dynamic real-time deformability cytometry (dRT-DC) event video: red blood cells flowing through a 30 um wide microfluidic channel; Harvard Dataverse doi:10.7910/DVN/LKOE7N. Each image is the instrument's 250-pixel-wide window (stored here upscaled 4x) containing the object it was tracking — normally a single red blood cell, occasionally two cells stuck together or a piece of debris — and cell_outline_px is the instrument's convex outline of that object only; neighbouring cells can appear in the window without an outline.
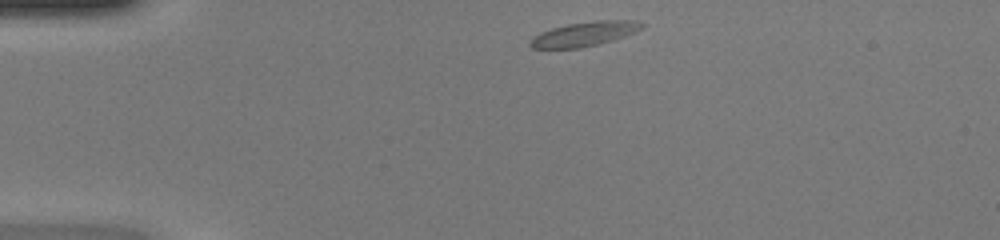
{"species": "common noctule bat (a hibernating species)", "species_latin": "Nyctalus noctula", "temperature_condition": "warm", "stored_images_in_passage": 39, "camera_frame_rate_fps": 3000, "um_per_image_px": 0.085, "animal": {"sex": "female", "body_mass_g": 20.0, "forearm_length_mm": 54.0}, "frame": {"image": 1, "passage_image": 1, "time_ms": 0.0, "image_size_px": [1000, 240], "cell_outline_px": [[644, 24], [636, 32], [612, 40], [580, 48], [532, 48], [528, 44], [532, 36], [540, 32], [552, 28], [568, 24], [596, 20], [632, 20]], "centroid_in_image_um": [49.62, 2.88], "position_along_channel_um": 35.4, "area_um2": 15.72}}
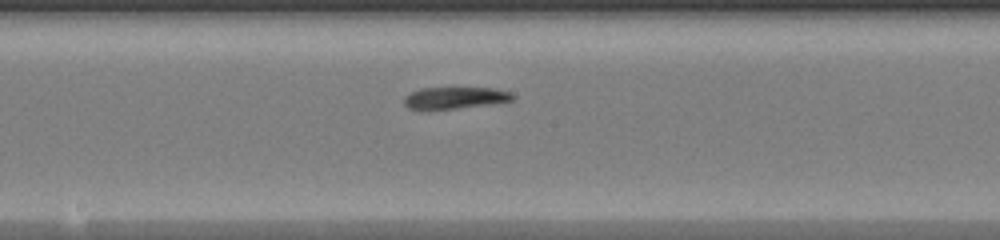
{"frame": {"image": 2, "passage_image": 17, "time_ms": 5.333, "image_size_px": [1000, 240], "cell_outline_px": [[516, 96], [512, 100], [488, 104], [456, 108], [408, 108], [404, 104], [404, 96], [420, 88], [492, 88], [512, 92]], "centroid_in_image_um": [38.7, 8.29], "position_along_channel_um": 209.5, "area_um2": 13.41}}
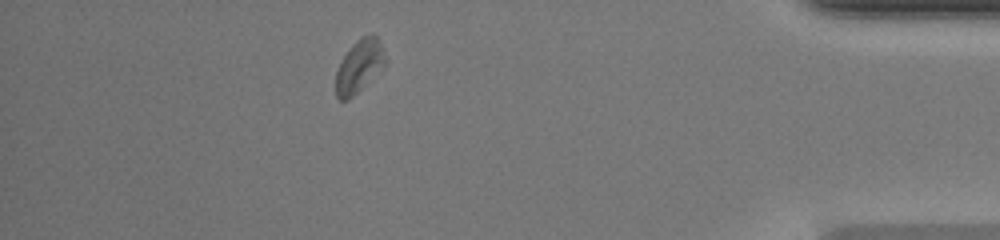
{"frame": {"image": 3, "passage_image": 34, "time_ms": 11.0, "image_size_px": [1000, 240], "cell_outline_px": [[388, 64], [384, 68], [348, 100], [340, 100], [336, 96], [336, 72], [344, 56], [352, 44], [360, 36], [372, 32], [380, 40]], "centroid_in_image_um": [30.58, 5.59], "position_along_channel_um": 404.6, "area_um2": 15.43}, "authors_computed_cell_mechanics": {"area_um2": 15.028, "velocity_mm_per_s": 4.2017, "shape_relaxation_time_tau1_ms": null, "shape_relaxation_time_tau2_ms": 5.576, "deformation_change_tau1": null, "deformation_change_tau2": 0.1658}}